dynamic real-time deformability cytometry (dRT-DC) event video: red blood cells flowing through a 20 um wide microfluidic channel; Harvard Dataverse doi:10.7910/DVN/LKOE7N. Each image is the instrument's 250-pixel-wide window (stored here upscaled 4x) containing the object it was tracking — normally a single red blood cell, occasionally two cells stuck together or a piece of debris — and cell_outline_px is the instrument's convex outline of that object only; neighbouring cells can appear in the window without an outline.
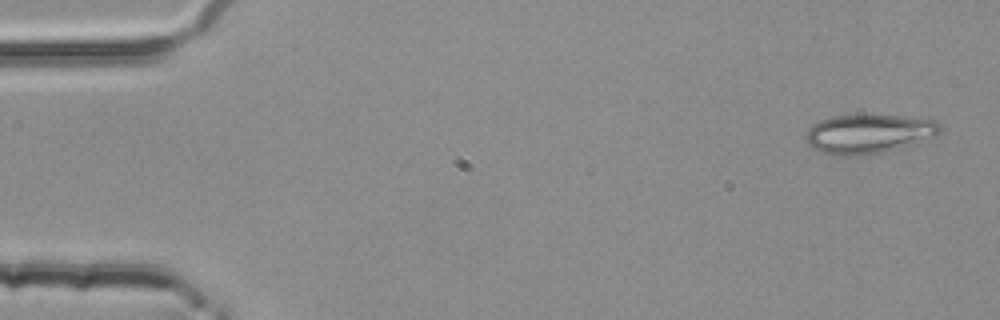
{"species": "common noctule bat (a hibernating species)", "species_latin": "Nyctalus noctula", "temperature_condition": "room temperature", "stored_images_in_passage": 32, "camera_frame_rate_fps": 3000, "um_per_image_px": 0.085, "animal": {"sex": "female", "body_mass_g": 25.1}, "frame": {"image": 1, "passage_image": 1, "time_ms": 0.0, "image_size_px": [1000, 320], "cell_outline_px": [[944, 128], [936, 136], [916, 144], [884, 152], [856, 156], [840, 156], [824, 152], [812, 148], [804, 140], [804, 132], [812, 124], [820, 120], [832, 116], [900, 116], [936, 120]], "centroid_in_image_um": [73.84, 11.39], "position_along_channel_um": 11.2, "area_um2": 30.87}}
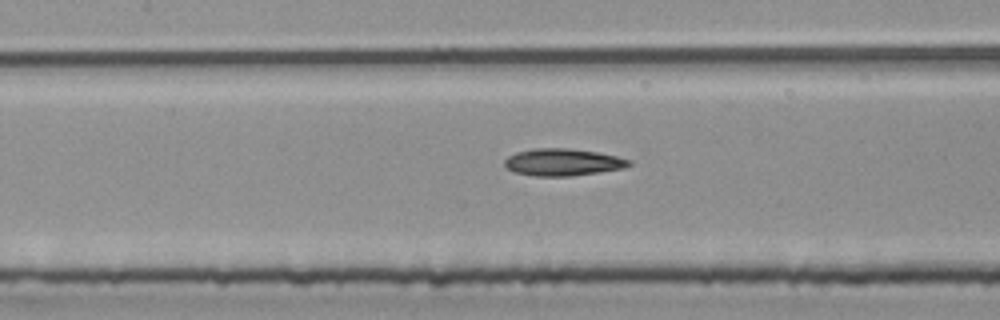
{"frame": {"image": 2, "passage_image": 23, "time_ms": 7.333, "image_size_px": [1000, 320], "cell_outline_px": [[632, 164], [624, 168], [572, 176], [532, 176], [512, 172], [504, 164], [504, 160], [508, 156], [516, 152], [536, 148], [568, 148], [596, 152], [616, 156], [632, 160]], "centroid_in_image_um": [47.82, 13.79], "position_along_channel_um": 159.6, "area_um2": 19.71}}
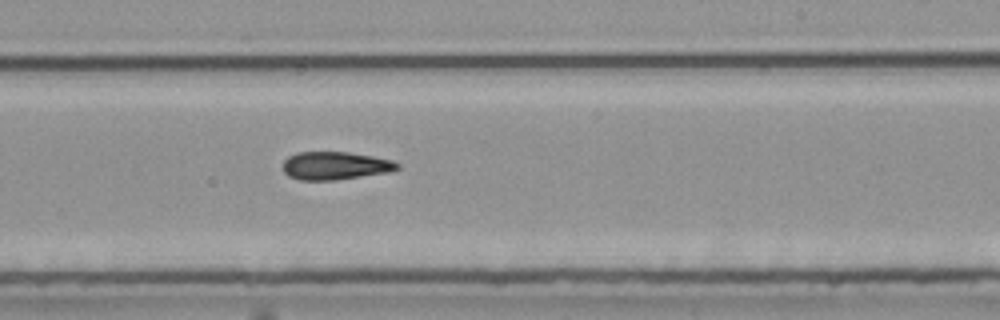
{"frame": {"image": 3, "passage_image": 31, "time_ms": 10.0, "image_size_px": [1000, 320], "cell_outline_px": [[400, 168], [388, 172], [336, 180], [300, 180], [288, 176], [284, 172], [284, 160], [288, 156], [296, 152], [348, 152], [372, 156], [392, 160], [400, 164]], "centroid_in_image_um": [28.48, 14.08], "position_along_channel_um": 260.5, "area_um2": 18.67}}